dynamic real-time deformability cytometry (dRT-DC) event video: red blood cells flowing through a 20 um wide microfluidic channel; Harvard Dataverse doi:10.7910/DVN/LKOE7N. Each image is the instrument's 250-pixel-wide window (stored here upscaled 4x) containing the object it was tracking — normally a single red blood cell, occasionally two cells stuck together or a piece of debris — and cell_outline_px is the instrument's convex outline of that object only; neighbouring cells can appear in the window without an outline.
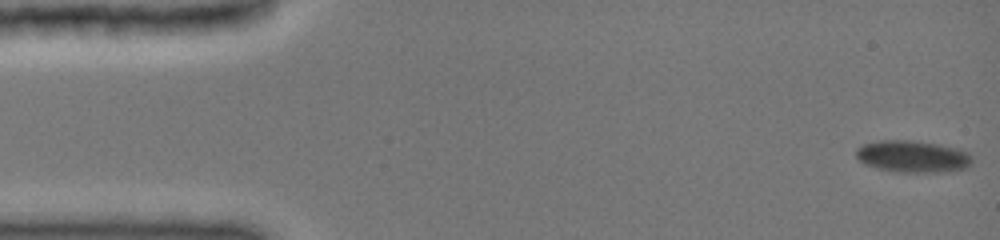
{"species": "common noctule bat (a hibernating species)", "species_latin": "Nyctalus noctula", "temperature_condition": "cold", "stored_images_in_passage": 96, "camera_frame_rate_fps": 3000, "um_per_image_px": 0.085, "animal": {"sex": "female", "body_mass_g": 19.0, "forearm_length_mm": 51.5}, "frame": {"image": 1, "passage_image": 1, "time_ms": 0.0, "image_size_px": [1000, 240], "cell_outline_px": [[972, 164], [968, 168], [952, 172], [896, 172], [876, 168], [864, 164], [856, 156], [856, 148], [864, 144], [880, 140], [912, 140], [960, 148], [968, 152], [972, 156]], "centroid_in_image_um": [77.63, 13.31], "position_along_channel_um": 7.4, "area_um2": 21.96}}
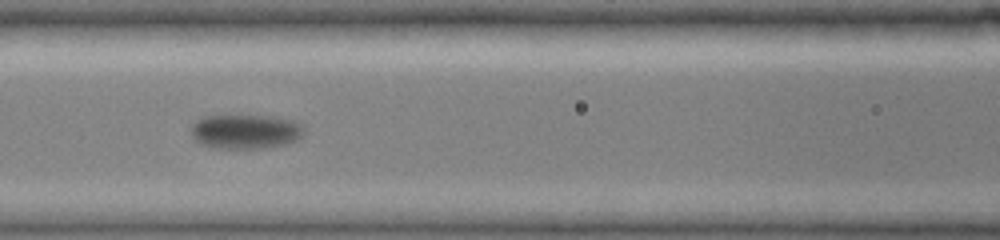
{"frame": {"image": 2, "passage_image": 39, "time_ms": 7.0, "image_size_px": [1000, 240], "cell_outline_px": [[304, 132], [296, 140], [288, 144], [264, 148], [212, 148], [200, 144], [196, 140], [192, 132], [192, 124], [196, 120], [204, 116], [272, 116], [292, 120], [300, 124], [304, 128]], "centroid_in_image_um": [20.87, 11.19], "position_along_channel_um": 145.7, "area_um2": 22.6}}
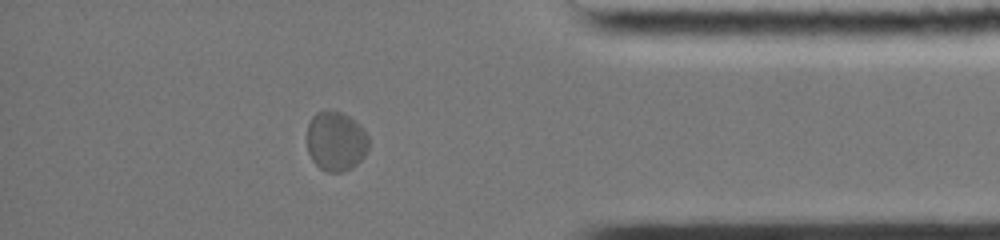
{"frame": {"image": 3, "passage_image": 82, "time_ms": 14.333, "image_size_px": [1000, 240], "cell_outline_px": [[368, 148], [364, 156], [352, 168], [340, 172], [328, 172], [320, 168], [312, 160], [308, 152], [308, 124], [312, 116], [316, 112], [328, 108], [340, 112], [356, 120], [364, 128], [368, 136]], "centroid_in_image_um": [28.56, 11.97], "position_along_channel_um": 406.6, "area_um2": 21.68}}